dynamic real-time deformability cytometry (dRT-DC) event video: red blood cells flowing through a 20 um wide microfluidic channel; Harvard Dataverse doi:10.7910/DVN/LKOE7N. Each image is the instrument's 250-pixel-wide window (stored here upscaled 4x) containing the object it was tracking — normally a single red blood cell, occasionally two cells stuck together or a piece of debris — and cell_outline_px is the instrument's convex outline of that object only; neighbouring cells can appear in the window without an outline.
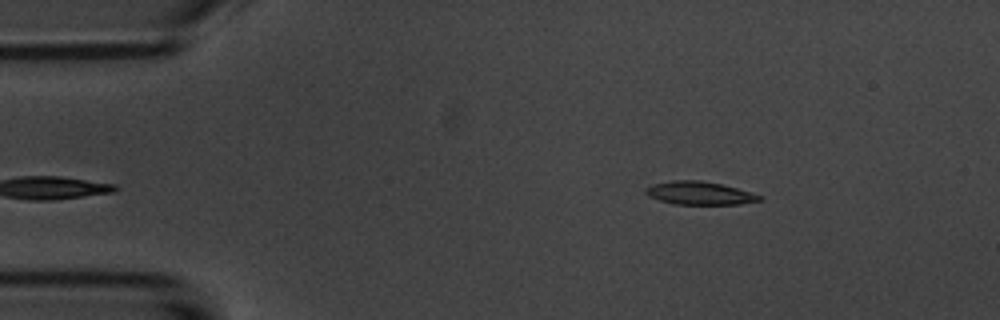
{"species": "common noctule bat (a hibernating species)", "species_latin": "Nyctalus noctula", "temperature_condition": "room temperature", "stored_images_in_passage": 4, "camera_frame_rate_fps": 3000, "um_per_image_px": 0.085, "animal": {"sex": "male", "body_mass_g": 20.1, "forearm_length_mm": 53.5}, "frame": {"image": 1, "passage_image": 4, "time_ms": 3.333, "image_size_px": [1000, 320], "cell_outline_px": [[764, 200], [740, 204], [676, 204], [660, 200], [648, 196], [644, 192], [644, 188], [652, 184], [672, 180], [700, 180], [720, 184], [752, 192], [764, 196]], "centroid_in_image_um": [59.48, 16.41], "position_along_channel_um": 25.5, "area_um2": 15.43}}